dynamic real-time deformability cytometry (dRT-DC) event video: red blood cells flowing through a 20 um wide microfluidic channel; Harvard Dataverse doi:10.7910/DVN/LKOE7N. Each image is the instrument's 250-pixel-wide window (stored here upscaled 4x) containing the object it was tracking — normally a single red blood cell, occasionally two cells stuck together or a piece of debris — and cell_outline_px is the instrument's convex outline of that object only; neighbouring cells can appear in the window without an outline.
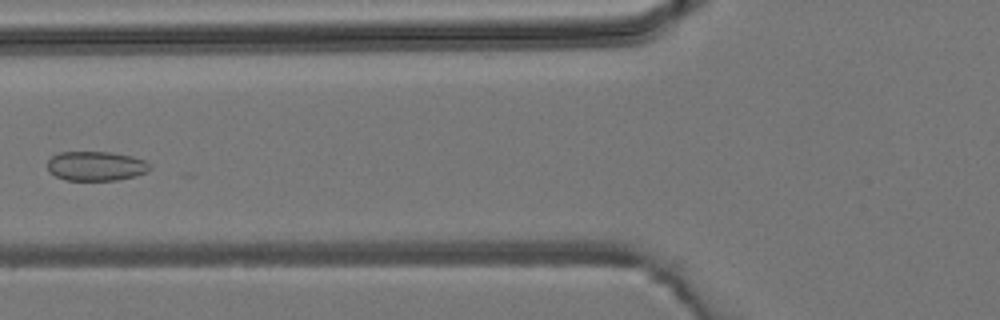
{"species": "common noctule bat (a hibernating species)", "species_latin": "Nyctalus noctula", "temperature_condition": "room temperature", "stored_images_in_passage": 4, "camera_frame_rate_fps": 3000, "um_per_image_px": 0.085, "animal": {"sex": "male", "body_mass_g": 19.2, "forearm_length_mm": 51.8}, "frame": {"image": 1, "passage_image": 4, "time_ms": 3.333, "image_size_px": [1000, 320], "cell_outline_px": [[152, 168], [136, 176], [116, 180], [64, 180], [48, 172], [48, 160], [52, 156], [60, 152], [112, 152], [132, 156], [144, 160], [152, 164]], "centroid_in_image_um": [8.16, 14.11], "position_along_channel_um": 117.6, "area_um2": 17.69}}